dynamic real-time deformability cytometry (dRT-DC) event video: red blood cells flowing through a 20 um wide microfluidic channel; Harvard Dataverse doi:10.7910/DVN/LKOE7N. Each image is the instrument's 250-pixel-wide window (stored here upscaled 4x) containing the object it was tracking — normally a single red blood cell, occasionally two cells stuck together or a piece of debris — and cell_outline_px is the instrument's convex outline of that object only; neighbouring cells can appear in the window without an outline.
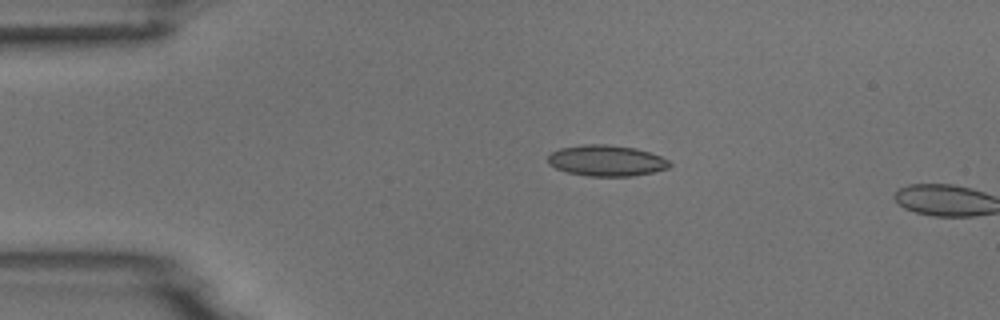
{"species": "common noctule bat (a hibernating species)", "species_latin": "Nyctalus noctula", "temperature_condition": "room temperature", "stored_images_in_passage": 3, "camera_frame_rate_fps": 3000, "um_per_image_px": 0.085, "animal": {"sex": "male", "body_mass_g": 18.8}, "frame": {"image": 1, "passage_image": 2, "time_ms": 2.0, "image_size_px": [1000, 320], "cell_outline_px": [[672, 164], [668, 168], [652, 172], [632, 176], [588, 176], [568, 172], [556, 168], [548, 164], [548, 156], [552, 152], [560, 148], [584, 144], [604, 144], [636, 148], [660, 156], [668, 160]], "centroid_in_image_um": [51.54, 13.65], "position_along_channel_um": 33.5, "area_um2": 21.85}}